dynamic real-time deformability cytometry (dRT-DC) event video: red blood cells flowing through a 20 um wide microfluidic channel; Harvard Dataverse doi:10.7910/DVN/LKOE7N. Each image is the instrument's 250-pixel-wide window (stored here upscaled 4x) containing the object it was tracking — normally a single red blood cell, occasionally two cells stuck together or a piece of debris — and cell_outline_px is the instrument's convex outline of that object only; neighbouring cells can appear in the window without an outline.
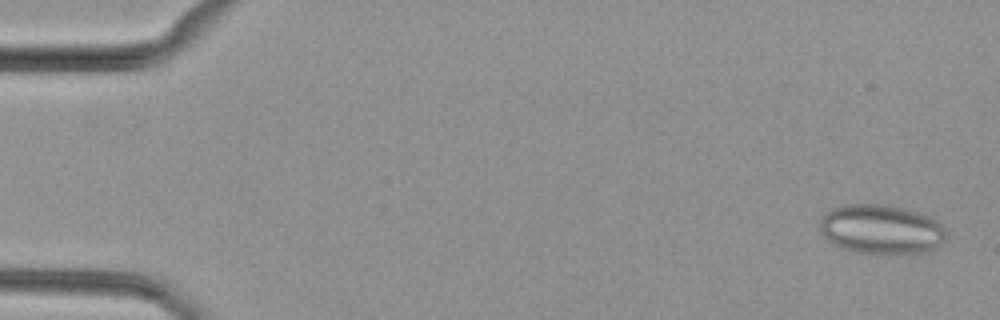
{"species": "common noctule bat (a hibernating species)", "species_latin": "Nyctalus noctula", "temperature_condition": "cold", "stored_images_in_passage": 50, "camera_frame_rate_fps": 3000, "um_per_image_px": 0.085, "animal": {"sex": "female", "body_mass_g": 29.2, "forearm_length_mm": 56.3}, "frame": {"image": 1, "passage_image": 2, "time_ms": 0.333, "image_size_px": [1000, 320], "cell_outline_px": [[948, 236], [940, 244], [924, 252], [852, 252], [832, 244], [820, 232], [820, 220], [824, 212], [832, 208], [844, 204], [880, 204], [904, 208], [932, 216], [948, 232]], "centroid_in_image_um": [74.88, 19.46], "position_along_channel_um": 10.1, "area_um2": 36.3}}
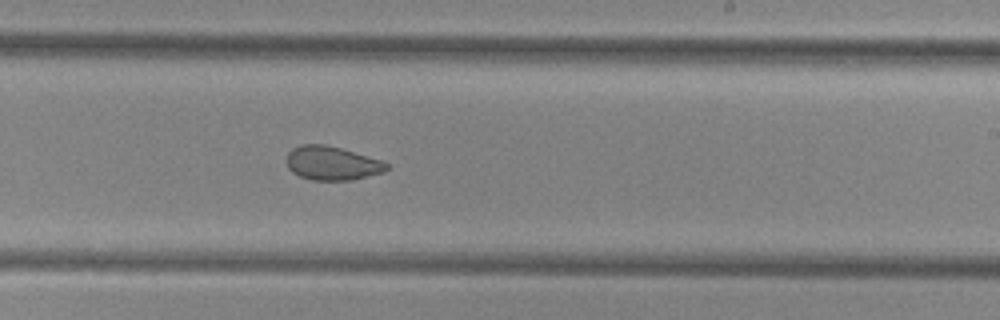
{"frame": {"image": 2, "passage_image": 30, "time_ms": 9.667, "image_size_px": [1000, 320], "cell_outline_px": [[388, 168], [384, 172], [352, 180], [312, 180], [300, 176], [292, 172], [288, 168], [288, 152], [292, 148], [300, 144], [324, 144], [340, 148], [380, 160], [388, 164]], "centroid_in_image_um": [28.2, 13.87], "position_along_channel_um": 260.8, "area_um2": 19.54}}
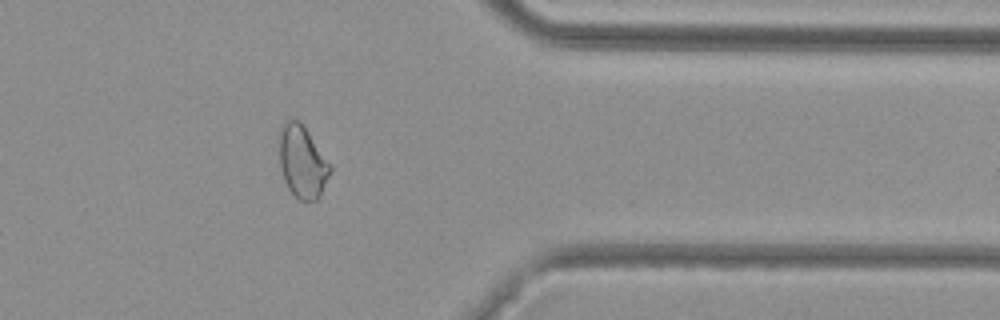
{"frame": {"image": 3, "passage_image": 40, "time_ms": 13.0, "image_size_px": [1000, 320], "cell_outline_px": [[332, 168], [316, 200], [296, 200], [288, 188], [284, 180], [280, 168], [280, 132], [284, 124], [288, 120], [296, 120], [304, 128], [332, 164]], "centroid_in_image_um": [25.69, 13.8], "position_along_channel_um": 385.7, "area_um2": 20.87}}